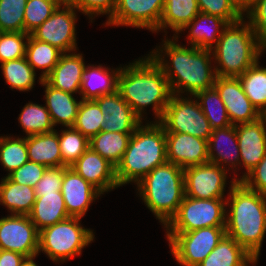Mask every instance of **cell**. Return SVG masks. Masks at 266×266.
<instances>
[{"mask_svg":"<svg viewBox=\"0 0 266 266\" xmlns=\"http://www.w3.org/2000/svg\"><path fill=\"white\" fill-rule=\"evenodd\" d=\"M241 182L249 189L266 196V154Z\"/></svg>","mask_w":266,"mask_h":266,"instance_id":"c3c4849f","label":"cell"},{"mask_svg":"<svg viewBox=\"0 0 266 266\" xmlns=\"http://www.w3.org/2000/svg\"><path fill=\"white\" fill-rule=\"evenodd\" d=\"M2 73L10 88L29 91L35 84L36 72L26 57L1 63Z\"/></svg>","mask_w":266,"mask_h":266,"instance_id":"d590c367","label":"cell"},{"mask_svg":"<svg viewBox=\"0 0 266 266\" xmlns=\"http://www.w3.org/2000/svg\"><path fill=\"white\" fill-rule=\"evenodd\" d=\"M257 0H230L235 10L244 17V12L248 14L255 6Z\"/></svg>","mask_w":266,"mask_h":266,"instance_id":"f907efd6","label":"cell"},{"mask_svg":"<svg viewBox=\"0 0 266 266\" xmlns=\"http://www.w3.org/2000/svg\"><path fill=\"white\" fill-rule=\"evenodd\" d=\"M79 217H68L39 231V253L44 252L54 262H65L80 255L94 239V233L80 225Z\"/></svg>","mask_w":266,"mask_h":266,"instance_id":"52a82bcc","label":"cell"},{"mask_svg":"<svg viewBox=\"0 0 266 266\" xmlns=\"http://www.w3.org/2000/svg\"><path fill=\"white\" fill-rule=\"evenodd\" d=\"M193 97L194 100L197 98V101H199L201 110L209 121L212 129L225 128L232 125L226 107L214 86L197 92Z\"/></svg>","mask_w":266,"mask_h":266,"instance_id":"836d02e7","label":"cell"},{"mask_svg":"<svg viewBox=\"0 0 266 266\" xmlns=\"http://www.w3.org/2000/svg\"><path fill=\"white\" fill-rule=\"evenodd\" d=\"M118 0H71L70 4L78 11L88 15L90 18L97 15H113Z\"/></svg>","mask_w":266,"mask_h":266,"instance_id":"bcb514c9","label":"cell"},{"mask_svg":"<svg viewBox=\"0 0 266 266\" xmlns=\"http://www.w3.org/2000/svg\"><path fill=\"white\" fill-rule=\"evenodd\" d=\"M58 133L62 162L70 167L89 148V139L73 127Z\"/></svg>","mask_w":266,"mask_h":266,"instance_id":"f35d334b","label":"cell"},{"mask_svg":"<svg viewBox=\"0 0 266 266\" xmlns=\"http://www.w3.org/2000/svg\"><path fill=\"white\" fill-rule=\"evenodd\" d=\"M145 205L165 226L185 196L184 169L170 162L157 166L137 183Z\"/></svg>","mask_w":266,"mask_h":266,"instance_id":"8992f818","label":"cell"},{"mask_svg":"<svg viewBox=\"0 0 266 266\" xmlns=\"http://www.w3.org/2000/svg\"><path fill=\"white\" fill-rule=\"evenodd\" d=\"M94 101L99 105L105 119L103 131L133 134L142 123L118 91L100 96Z\"/></svg>","mask_w":266,"mask_h":266,"instance_id":"ac0fdd59","label":"cell"},{"mask_svg":"<svg viewBox=\"0 0 266 266\" xmlns=\"http://www.w3.org/2000/svg\"><path fill=\"white\" fill-rule=\"evenodd\" d=\"M82 54L64 52L53 70L44 78L52 87L67 93H79L86 67Z\"/></svg>","mask_w":266,"mask_h":266,"instance_id":"44dd1931","label":"cell"},{"mask_svg":"<svg viewBox=\"0 0 266 266\" xmlns=\"http://www.w3.org/2000/svg\"><path fill=\"white\" fill-rule=\"evenodd\" d=\"M142 124L131 135L127 149L115 167L119 187L130 182L137 184L154 168L167 162L163 126L156 121Z\"/></svg>","mask_w":266,"mask_h":266,"instance_id":"277c9868","label":"cell"},{"mask_svg":"<svg viewBox=\"0 0 266 266\" xmlns=\"http://www.w3.org/2000/svg\"><path fill=\"white\" fill-rule=\"evenodd\" d=\"M226 206V235L233 238L257 261L266 234V196L232 178ZM228 216V217H227Z\"/></svg>","mask_w":266,"mask_h":266,"instance_id":"3957f363","label":"cell"},{"mask_svg":"<svg viewBox=\"0 0 266 266\" xmlns=\"http://www.w3.org/2000/svg\"><path fill=\"white\" fill-rule=\"evenodd\" d=\"M103 113L94 100H82L73 128L80 131L88 139L97 135L105 124Z\"/></svg>","mask_w":266,"mask_h":266,"instance_id":"8d00e7d4","label":"cell"},{"mask_svg":"<svg viewBox=\"0 0 266 266\" xmlns=\"http://www.w3.org/2000/svg\"><path fill=\"white\" fill-rule=\"evenodd\" d=\"M59 0H27L24 14V32L31 33L48 19L58 6Z\"/></svg>","mask_w":266,"mask_h":266,"instance_id":"60d3db41","label":"cell"},{"mask_svg":"<svg viewBox=\"0 0 266 266\" xmlns=\"http://www.w3.org/2000/svg\"><path fill=\"white\" fill-rule=\"evenodd\" d=\"M228 25L229 23L226 20L218 16L200 12L181 31L187 28L190 30L187 37L188 40H190L189 42L191 46L211 50L213 49L214 43L215 45L217 44V41L221 37L224 28Z\"/></svg>","mask_w":266,"mask_h":266,"instance_id":"d4e9b609","label":"cell"},{"mask_svg":"<svg viewBox=\"0 0 266 266\" xmlns=\"http://www.w3.org/2000/svg\"><path fill=\"white\" fill-rule=\"evenodd\" d=\"M29 35L26 32H1L0 63L24 58Z\"/></svg>","mask_w":266,"mask_h":266,"instance_id":"b9f144b4","label":"cell"},{"mask_svg":"<svg viewBox=\"0 0 266 266\" xmlns=\"http://www.w3.org/2000/svg\"><path fill=\"white\" fill-rule=\"evenodd\" d=\"M46 169L47 167L42 164L27 161L20 168L7 175V177L13 182L34 188Z\"/></svg>","mask_w":266,"mask_h":266,"instance_id":"f6af8a7d","label":"cell"},{"mask_svg":"<svg viewBox=\"0 0 266 266\" xmlns=\"http://www.w3.org/2000/svg\"><path fill=\"white\" fill-rule=\"evenodd\" d=\"M36 200L33 187L11 181L7 176L0 182V204L10 210L11 215H29Z\"/></svg>","mask_w":266,"mask_h":266,"instance_id":"f1b7e54d","label":"cell"},{"mask_svg":"<svg viewBox=\"0 0 266 266\" xmlns=\"http://www.w3.org/2000/svg\"><path fill=\"white\" fill-rule=\"evenodd\" d=\"M227 171L210 162L185 168V196L196 199L223 198Z\"/></svg>","mask_w":266,"mask_h":266,"instance_id":"5bb4252c","label":"cell"},{"mask_svg":"<svg viewBox=\"0 0 266 266\" xmlns=\"http://www.w3.org/2000/svg\"><path fill=\"white\" fill-rule=\"evenodd\" d=\"M175 40L178 41L174 36L172 40H163V47L149 54L168 79L172 94L180 95L186 91L194 96L201 90L212 88L217 77L215 69H212L215 66H211L212 50L191 45L190 48H185L176 44ZM166 55L170 58V63L165 60Z\"/></svg>","mask_w":266,"mask_h":266,"instance_id":"6da1fadb","label":"cell"},{"mask_svg":"<svg viewBox=\"0 0 266 266\" xmlns=\"http://www.w3.org/2000/svg\"><path fill=\"white\" fill-rule=\"evenodd\" d=\"M62 53L57 47L38 41L29 35L25 57L34 70L43 69L40 80L53 70Z\"/></svg>","mask_w":266,"mask_h":266,"instance_id":"d6a6232c","label":"cell"},{"mask_svg":"<svg viewBox=\"0 0 266 266\" xmlns=\"http://www.w3.org/2000/svg\"><path fill=\"white\" fill-rule=\"evenodd\" d=\"M172 94L159 123L165 132L190 134L208 141L212 128L199 102Z\"/></svg>","mask_w":266,"mask_h":266,"instance_id":"30bf717a","label":"cell"},{"mask_svg":"<svg viewBox=\"0 0 266 266\" xmlns=\"http://www.w3.org/2000/svg\"><path fill=\"white\" fill-rule=\"evenodd\" d=\"M39 82L45 86L46 107L53 125L61 124L66 126V128L73 127L81 100L79 102L76 101L73 94L50 86L44 79Z\"/></svg>","mask_w":266,"mask_h":266,"instance_id":"cb8c5ba5","label":"cell"},{"mask_svg":"<svg viewBox=\"0 0 266 266\" xmlns=\"http://www.w3.org/2000/svg\"><path fill=\"white\" fill-rule=\"evenodd\" d=\"M70 167L101 194L119 187L115 166L90 147Z\"/></svg>","mask_w":266,"mask_h":266,"instance_id":"d6986e66","label":"cell"},{"mask_svg":"<svg viewBox=\"0 0 266 266\" xmlns=\"http://www.w3.org/2000/svg\"><path fill=\"white\" fill-rule=\"evenodd\" d=\"M224 200L184 196L178 211L164 226L166 232H189L205 227L226 226L227 212Z\"/></svg>","mask_w":266,"mask_h":266,"instance_id":"ba28073f","label":"cell"},{"mask_svg":"<svg viewBox=\"0 0 266 266\" xmlns=\"http://www.w3.org/2000/svg\"><path fill=\"white\" fill-rule=\"evenodd\" d=\"M26 146L29 161L42 164L47 168L60 167L62 162L61 150L58 141V132L26 136Z\"/></svg>","mask_w":266,"mask_h":266,"instance_id":"484cf974","label":"cell"},{"mask_svg":"<svg viewBox=\"0 0 266 266\" xmlns=\"http://www.w3.org/2000/svg\"><path fill=\"white\" fill-rule=\"evenodd\" d=\"M28 216L38 231L70 217L62 193L36 196L32 211Z\"/></svg>","mask_w":266,"mask_h":266,"instance_id":"4316f807","label":"cell"},{"mask_svg":"<svg viewBox=\"0 0 266 266\" xmlns=\"http://www.w3.org/2000/svg\"><path fill=\"white\" fill-rule=\"evenodd\" d=\"M18 121L27 136L49 133L55 130L47 107L33 102H29L23 107Z\"/></svg>","mask_w":266,"mask_h":266,"instance_id":"e575fe53","label":"cell"},{"mask_svg":"<svg viewBox=\"0 0 266 266\" xmlns=\"http://www.w3.org/2000/svg\"><path fill=\"white\" fill-rule=\"evenodd\" d=\"M244 19L225 27L211 49L215 62L219 63L214 68L216 76L239 77L261 57L262 48L250 23Z\"/></svg>","mask_w":266,"mask_h":266,"instance_id":"5b68a950","label":"cell"},{"mask_svg":"<svg viewBox=\"0 0 266 266\" xmlns=\"http://www.w3.org/2000/svg\"><path fill=\"white\" fill-rule=\"evenodd\" d=\"M266 50V45L262 48V52H264Z\"/></svg>","mask_w":266,"mask_h":266,"instance_id":"db71d44e","label":"cell"},{"mask_svg":"<svg viewBox=\"0 0 266 266\" xmlns=\"http://www.w3.org/2000/svg\"><path fill=\"white\" fill-rule=\"evenodd\" d=\"M225 144L229 147L227 151L223 147ZM208 154L209 162L217 164L223 169H225V166H223L225 163L231 166V169L233 167L234 170L238 164L240 165V149L238 146L236 125L212 129V133L208 139Z\"/></svg>","mask_w":266,"mask_h":266,"instance_id":"7402d4cb","label":"cell"},{"mask_svg":"<svg viewBox=\"0 0 266 266\" xmlns=\"http://www.w3.org/2000/svg\"><path fill=\"white\" fill-rule=\"evenodd\" d=\"M0 161L8 175L29 161L26 137L0 136Z\"/></svg>","mask_w":266,"mask_h":266,"instance_id":"74e56055","label":"cell"},{"mask_svg":"<svg viewBox=\"0 0 266 266\" xmlns=\"http://www.w3.org/2000/svg\"><path fill=\"white\" fill-rule=\"evenodd\" d=\"M27 0H0L1 32H24Z\"/></svg>","mask_w":266,"mask_h":266,"instance_id":"ab89813d","label":"cell"},{"mask_svg":"<svg viewBox=\"0 0 266 266\" xmlns=\"http://www.w3.org/2000/svg\"><path fill=\"white\" fill-rule=\"evenodd\" d=\"M261 48L266 45V0H257L246 15Z\"/></svg>","mask_w":266,"mask_h":266,"instance_id":"7dc6e473","label":"cell"},{"mask_svg":"<svg viewBox=\"0 0 266 266\" xmlns=\"http://www.w3.org/2000/svg\"><path fill=\"white\" fill-rule=\"evenodd\" d=\"M165 0H118L106 25L132 26L157 32Z\"/></svg>","mask_w":266,"mask_h":266,"instance_id":"4fadbf2b","label":"cell"},{"mask_svg":"<svg viewBox=\"0 0 266 266\" xmlns=\"http://www.w3.org/2000/svg\"><path fill=\"white\" fill-rule=\"evenodd\" d=\"M68 166L50 167L34 187L36 196L49 193H61L63 174Z\"/></svg>","mask_w":266,"mask_h":266,"instance_id":"ee69618b","label":"cell"},{"mask_svg":"<svg viewBox=\"0 0 266 266\" xmlns=\"http://www.w3.org/2000/svg\"><path fill=\"white\" fill-rule=\"evenodd\" d=\"M75 11L76 9L70 3L60 4L54 13L30 35L38 41L57 47L63 53L77 50Z\"/></svg>","mask_w":266,"mask_h":266,"instance_id":"8fae6325","label":"cell"},{"mask_svg":"<svg viewBox=\"0 0 266 266\" xmlns=\"http://www.w3.org/2000/svg\"><path fill=\"white\" fill-rule=\"evenodd\" d=\"M214 87L226 107L232 125L250 123L263 116L244 93L238 77L217 76Z\"/></svg>","mask_w":266,"mask_h":266,"instance_id":"9a60e30c","label":"cell"},{"mask_svg":"<svg viewBox=\"0 0 266 266\" xmlns=\"http://www.w3.org/2000/svg\"><path fill=\"white\" fill-rule=\"evenodd\" d=\"M39 231L27 215L0 218V249L10 250L25 257L38 255Z\"/></svg>","mask_w":266,"mask_h":266,"instance_id":"7c38bea8","label":"cell"},{"mask_svg":"<svg viewBox=\"0 0 266 266\" xmlns=\"http://www.w3.org/2000/svg\"><path fill=\"white\" fill-rule=\"evenodd\" d=\"M197 4L201 13L218 16L229 24L243 18L232 6L230 0H197Z\"/></svg>","mask_w":266,"mask_h":266,"instance_id":"7bdbcfd3","label":"cell"},{"mask_svg":"<svg viewBox=\"0 0 266 266\" xmlns=\"http://www.w3.org/2000/svg\"><path fill=\"white\" fill-rule=\"evenodd\" d=\"M200 13L197 0H165L161 21L157 31L169 27L179 32Z\"/></svg>","mask_w":266,"mask_h":266,"instance_id":"f546056e","label":"cell"},{"mask_svg":"<svg viewBox=\"0 0 266 266\" xmlns=\"http://www.w3.org/2000/svg\"><path fill=\"white\" fill-rule=\"evenodd\" d=\"M225 227H205L189 232H166L171 253L180 265L197 266L224 237Z\"/></svg>","mask_w":266,"mask_h":266,"instance_id":"9c48e42d","label":"cell"},{"mask_svg":"<svg viewBox=\"0 0 266 266\" xmlns=\"http://www.w3.org/2000/svg\"><path fill=\"white\" fill-rule=\"evenodd\" d=\"M61 3H70L71 0H59Z\"/></svg>","mask_w":266,"mask_h":266,"instance_id":"f5cc1de1","label":"cell"},{"mask_svg":"<svg viewBox=\"0 0 266 266\" xmlns=\"http://www.w3.org/2000/svg\"><path fill=\"white\" fill-rule=\"evenodd\" d=\"M238 146L240 149V164L246 172L238 181H241L266 154V115L258 120L236 125ZM242 161V162H241Z\"/></svg>","mask_w":266,"mask_h":266,"instance_id":"e0dca14e","label":"cell"},{"mask_svg":"<svg viewBox=\"0 0 266 266\" xmlns=\"http://www.w3.org/2000/svg\"><path fill=\"white\" fill-rule=\"evenodd\" d=\"M117 91L141 121L145 107L151 105L159 122L172 96L168 79L149 54L121 67Z\"/></svg>","mask_w":266,"mask_h":266,"instance_id":"7a4b0ae2","label":"cell"},{"mask_svg":"<svg viewBox=\"0 0 266 266\" xmlns=\"http://www.w3.org/2000/svg\"><path fill=\"white\" fill-rule=\"evenodd\" d=\"M109 69V70H108ZM121 67L115 70L98 65L86 66L83 72L80 95L82 100H94L117 91Z\"/></svg>","mask_w":266,"mask_h":266,"instance_id":"603a6c76","label":"cell"},{"mask_svg":"<svg viewBox=\"0 0 266 266\" xmlns=\"http://www.w3.org/2000/svg\"><path fill=\"white\" fill-rule=\"evenodd\" d=\"M61 193L68 215L79 218L86 214L89 205L101 195L71 167H67L63 174Z\"/></svg>","mask_w":266,"mask_h":266,"instance_id":"ffe728a7","label":"cell"},{"mask_svg":"<svg viewBox=\"0 0 266 266\" xmlns=\"http://www.w3.org/2000/svg\"><path fill=\"white\" fill-rule=\"evenodd\" d=\"M131 135L102 130L89 139V147L116 167L127 149Z\"/></svg>","mask_w":266,"mask_h":266,"instance_id":"4dcf8cb0","label":"cell"},{"mask_svg":"<svg viewBox=\"0 0 266 266\" xmlns=\"http://www.w3.org/2000/svg\"><path fill=\"white\" fill-rule=\"evenodd\" d=\"M257 260L228 235L219 241L212 252L197 266H249Z\"/></svg>","mask_w":266,"mask_h":266,"instance_id":"83f0119b","label":"cell"},{"mask_svg":"<svg viewBox=\"0 0 266 266\" xmlns=\"http://www.w3.org/2000/svg\"><path fill=\"white\" fill-rule=\"evenodd\" d=\"M24 258L20 253L0 249V266H20Z\"/></svg>","mask_w":266,"mask_h":266,"instance_id":"681fc988","label":"cell"},{"mask_svg":"<svg viewBox=\"0 0 266 266\" xmlns=\"http://www.w3.org/2000/svg\"><path fill=\"white\" fill-rule=\"evenodd\" d=\"M238 78L250 102L266 115V68L260 67L257 61Z\"/></svg>","mask_w":266,"mask_h":266,"instance_id":"1f68e13d","label":"cell"},{"mask_svg":"<svg viewBox=\"0 0 266 266\" xmlns=\"http://www.w3.org/2000/svg\"><path fill=\"white\" fill-rule=\"evenodd\" d=\"M37 255H33V256H29V257H25L20 266H38L35 262H34V258L36 257Z\"/></svg>","mask_w":266,"mask_h":266,"instance_id":"816d5d0a","label":"cell"},{"mask_svg":"<svg viewBox=\"0 0 266 266\" xmlns=\"http://www.w3.org/2000/svg\"><path fill=\"white\" fill-rule=\"evenodd\" d=\"M167 162L183 169L209 162L208 141L185 133L166 132Z\"/></svg>","mask_w":266,"mask_h":266,"instance_id":"2e32d148","label":"cell"}]
</instances>
